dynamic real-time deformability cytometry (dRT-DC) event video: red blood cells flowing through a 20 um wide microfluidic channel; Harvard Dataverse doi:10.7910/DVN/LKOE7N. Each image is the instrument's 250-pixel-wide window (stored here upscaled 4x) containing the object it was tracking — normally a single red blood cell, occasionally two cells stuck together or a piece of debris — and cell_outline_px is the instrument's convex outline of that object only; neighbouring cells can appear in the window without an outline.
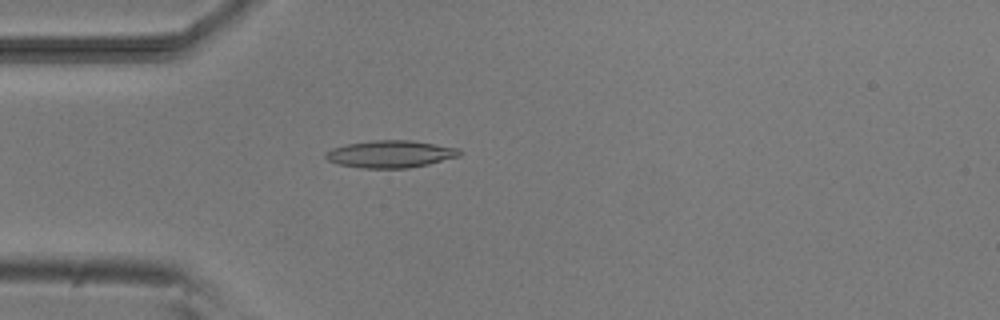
{"species": "common noctule bat (a hibernating species)", "species_latin": "Nyctalus noctula", "temperature_condition": "room temperature", "stored_images_in_passage": 3, "camera_frame_rate_fps": 3000, "um_per_image_px": 0.085, "animal": {"sex": "male", "body_mass_g": 20.5, "forearm_length_mm": 52.5}, "frame": {"image": 1, "passage_image": 3, "time_ms": 3.333, "image_size_px": [1000, 320], "cell_outline_px": [[464, 152], [460, 156], [428, 164], [408, 168], [360, 168], [340, 164], [328, 160], [324, 156], [324, 152], [332, 148], [348, 144], [372, 140], [412, 140], [460, 148]], "centroid_in_image_um": [33.22, 13.09], "position_along_channel_um": 51.8, "area_um2": 21.39}}